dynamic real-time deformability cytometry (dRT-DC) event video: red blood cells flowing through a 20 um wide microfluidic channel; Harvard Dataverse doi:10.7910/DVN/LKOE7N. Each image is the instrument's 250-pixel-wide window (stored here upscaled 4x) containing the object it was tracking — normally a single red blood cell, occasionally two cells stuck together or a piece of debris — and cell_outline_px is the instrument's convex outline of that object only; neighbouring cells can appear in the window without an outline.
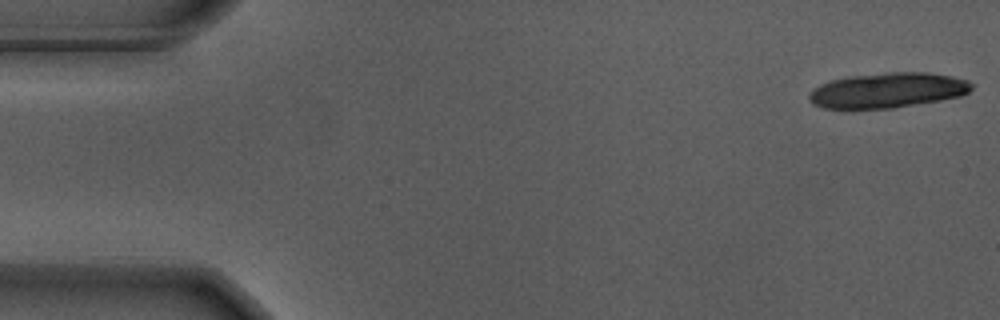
{"species": "Egyptian fruit bat (a non-hibernating species)", "species_latin": "Rousettus aegyptiacus", "temperature_condition": "warm", "stored_images_in_passage": 6, "camera_frame_rate_fps": 3000, "um_per_image_px": 0.085, "animal": {"sex": "male"}, "frame": {"image": 1, "passage_image": 1, "time_ms": 0.0, "image_size_px": [1000, 320], "cell_outline_px": [[972, 88], [968, 92], [960, 96], [940, 100], [892, 108], [824, 108], [816, 104], [808, 96], [820, 84], [828, 80], [848, 76], [888, 72], [928, 72], [952, 76], [968, 80], [972, 84]], "centroid_in_image_um": [75.49, 7.65], "position_along_channel_um": 9.5, "area_um2": 33.0}}